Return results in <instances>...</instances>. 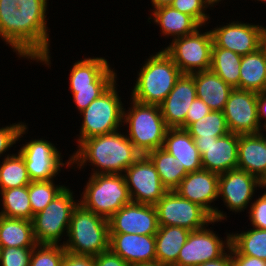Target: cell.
Wrapping results in <instances>:
<instances>
[{"instance_id":"484cf974","label":"cell","mask_w":266,"mask_h":266,"mask_svg":"<svg viewBox=\"0 0 266 266\" xmlns=\"http://www.w3.org/2000/svg\"><path fill=\"white\" fill-rule=\"evenodd\" d=\"M190 230L178 226H159L155 234L156 261L174 266Z\"/></svg>"},{"instance_id":"c3c4849f","label":"cell","mask_w":266,"mask_h":266,"mask_svg":"<svg viewBox=\"0 0 266 266\" xmlns=\"http://www.w3.org/2000/svg\"><path fill=\"white\" fill-rule=\"evenodd\" d=\"M197 266H232V246L218 259L204 262Z\"/></svg>"},{"instance_id":"d6a6232c","label":"cell","mask_w":266,"mask_h":266,"mask_svg":"<svg viewBox=\"0 0 266 266\" xmlns=\"http://www.w3.org/2000/svg\"><path fill=\"white\" fill-rule=\"evenodd\" d=\"M0 215L32 221V208L29 201L28 186L0 191Z\"/></svg>"},{"instance_id":"8fae6325","label":"cell","mask_w":266,"mask_h":266,"mask_svg":"<svg viewBox=\"0 0 266 266\" xmlns=\"http://www.w3.org/2000/svg\"><path fill=\"white\" fill-rule=\"evenodd\" d=\"M154 206L159 226H178L195 231L213 221L204 208L182 198L175 190L167 191Z\"/></svg>"},{"instance_id":"5bb4252c","label":"cell","mask_w":266,"mask_h":266,"mask_svg":"<svg viewBox=\"0 0 266 266\" xmlns=\"http://www.w3.org/2000/svg\"><path fill=\"white\" fill-rule=\"evenodd\" d=\"M263 188L264 183L256 176L236 168L219 174L218 199L229 212L240 215L251 206L257 190Z\"/></svg>"},{"instance_id":"30bf717a","label":"cell","mask_w":266,"mask_h":266,"mask_svg":"<svg viewBox=\"0 0 266 266\" xmlns=\"http://www.w3.org/2000/svg\"><path fill=\"white\" fill-rule=\"evenodd\" d=\"M25 144H20L17 152L23 157L31 181L53 180L63 168H71V155L63 161L60 147L43 138H31ZM67 161V162H66Z\"/></svg>"},{"instance_id":"4fadbf2b","label":"cell","mask_w":266,"mask_h":266,"mask_svg":"<svg viewBox=\"0 0 266 266\" xmlns=\"http://www.w3.org/2000/svg\"><path fill=\"white\" fill-rule=\"evenodd\" d=\"M219 174L205 169L188 173L175 191L187 199L204 208L213 220L227 221V213L215 206L218 200Z\"/></svg>"},{"instance_id":"f6af8a7d","label":"cell","mask_w":266,"mask_h":266,"mask_svg":"<svg viewBox=\"0 0 266 266\" xmlns=\"http://www.w3.org/2000/svg\"><path fill=\"white\" fill-rule=\"evenodd\" d=\"M232 266H266V261L247 255H240L232 247Z\"/></svg>"},{"instance_id":"4dcf8cb0","label":"cell","mask_w":266,"mask_h":266,"mask_svg":"<svg viewBox=\"0 0 266 266\" xmlns=\"http://www.w3.org/2000/svg\"><path fill=\"white\" fill-rule=\"evenodd\" d=\"M230 245L240 254L256 257L266 261V230L248 228L230 232Z\"/></svg>"},{"instance_id":"b9f144b4","label":"cell","mask_w":266,"mask_h":266,"mask_svg":"<svg viewBox=\"0 0 266 266\" xmlns=\"http://www.w3.org/2000/svg\"><path fill=\"white\" fill-rule=\"evenodd\" d=\"M264 189V190H263ZM261 194H256L251 206L248 209L249 223L251 227L266 230V189L263 188ZM260 195V196H259Z\"/></svg>"},{"instance_id":"44dd1931","label":"cell","mask_w":266,"mask_h":266,"mask_svg":"<svg viewBox=\"0 0 266 266\" xmlns=\"http://www.w3.org/2000/svg\"><path fill=\"white\" fill-rule=\"evenodd\" d=\"M109 249L129 265L156 261L155 235L109 233Z\"/></svg>"},{"instance_id":"db71d44e","label":"cell","mask_w":266,"mask_h":266,"mask_svg":"<svg viewBox=\"0 0 266 266\" xmlns=\"http://www.w3.org/2000/svg\"><path fill=\"white\" fill-rule=\"evenodd\" d=\"M251 1H253V0H251ZM254 1H255V2H256V1L260 2V1H261L260 4L262 3V4H264V5H265V3H266V0H254Z\"/></svg>"},{"instance_id":"4316f807","label":"cell","mask_w":266,"mask_h":266,"mask_svg":"<svg viewBox=\"0 0 266 266\" xmlns=\"http://www.w3.org/2000/svg\"><path fill=\"white\" fill-rule=\"evenodd\" d=\"M36 245L32 221L0 215V248Z\"/></svg>"},{"instance_id":"8d00e7d4","label":"cell","mask_w":266,"mask_h":266,"mask_svg":"<svg viewBox=\"0 0 266 266\" xmlns=\"http://www.w3.org/2000/svg\"><path fill=\"white\" fill-rule=\"evenodd\" d=\"M56 180L31 181L28 185L29 201L32 208V218L41 212L67 186L55 184Z\"/></svg>"},{"instance_id":"277c9868","label":"cell","mask_w":266,"mask_h":266,"mask_svg":"<svg viewBox=\"0 0 266 266\" xmlns=\"http://www.w3.org/2000/svg\"><path fill=\"white\" fill-rule=\"evenodd\" d=\"M129 102L128 110L123 108V130L127 138L142 155L162 148L168 127L160 107L143 104L132 98Z\"/></svg>"},{"instance_id":"816d5d0a","label":"cell","mask_w":266,"mask_h":266,"mask_svg":"<svg viewBox=\"0 0 266 266\" xmlns=\"http://www.w3.org/2000/svg\"><path fill=\"white\" fill-rule=\"evenodd\" d=\"M129 266H167V265L162 264L158 261H154V262H149V263L133 264V265H129Z\"/></svg>"},{"instance_id":"52a82bcc","label":"cell","mask_w":266,"mask_h":266,"mask_svg":"<svg viewBox=\"0 0 266 266\" xmlns=\"http://www.w3.org/2000/svg\"><path fill=\"white\" fill-rule=\"evenodd\" d=\"M83 189L79 203L107 220L132 202L124 174L90 175Z\"/></svg>"},{"instance_id":"f35d334b","label":"cell","mask_w":266,"mask_h":266,"mask_svg":"<svg viewBox=\"0 0 266 266\" xmlns=\"http://www.w3.org/2000/svg\"><path fill=\"white\" fill-rule=\"evenodd\" d=\"M28 128V123H25V121L10 123L7 126L2 125V127H0V161L3 157L5 158L12 155L9 152L12 149L11 147L19 143L22 140V137H26L29 132Z\"/></svg>"},{"instance_id":"2e32d148","label":"cell","mask_w":266,"mask_h":266,"mask_svg":"<svg viewBox=\"0 0 266 266\" xmlns=\"http://www.w3.org/2000/svg\"><path fill=\"white\" fill-rule=\"evenodd\" d=\"M201 156L202 168L217 174L236 169L238 165L239 134L194 139Z\"/></svg>"},{"instance_id":"60d3db41","label":"cell","mask_w":266,"mask_h":266,"mask_svg":"<svg viewBox=\"0 0 266 266\" xmlns=\"http://www.w3.org/2000/svg\"><path fill=\"white\" fill-rule=\"evenodd\" d=\"M33 248H0V266H29Z\"/></svg>"},{"instance_id":"6da1fadb","label":"cell","mask_w":266,"mask_h":266,"mask_svg":"<svg viewBox=\"0 0 266 266\" xmlns=\"http://www.w3.org/2000/svg\"><path fill=\"white\" fill-rule=\"evenodd\" d=\"M48 5L49 0H0V39L18 59L50 68Z\"/></svg>"},{"instance_id":"e575fe53","label":"cell","mask_w":266,"mask_h":266,"mask_svg":"<svg viewBox=\"0 0 266 266\" xmlns=\"http://www.w3.org/2000/svg\"><path fill=\"white\" fill-rule=\"evenodd\" d=\"M2 161V162H1ZM0 161V191L28 186L31 182L23 157L12 153Z\"/></svg>"},{"instance_id":"e0dca14e","label":"cell","mask_w":266,"mask_h":266,"mask_svg":"<svg viewBox=\"0 0 266 266\" xmlns=\"http://www.w3.org/2000/svg\"><path fill=\"white\" fill-rule=\"evenodd\" d=\"M231 133L256 134L262 129L257 112V93L233 88L223 110Z\"/></svg>"},{"instance_id":"836d02e7","label":"cell","mask_w":266,"mask_h":266,"mask_svg":"<svg viewBox=\"0 0 266 266\" xmlns=\"http://www.w3.org/2000/svg\"><path fill=\"white\" fill-rule=\"evenodd\" d=\"M115 67L110 66L93 84L83 87H69L71 91L73 103L81 112L88 107V105L103 94L119 77Z\"/></svg>"},{"instance_id":"f1b7e54d","label":"cell","mask_w":266,"mask_h":266,"mask_svg":"<svg viewBox=\"0 0 266 266\" xmlns=\"http://www.w3.org/2000/svg\"><path fill=\"white\" fill-rule=\"evenodd\" d=\"M146 156L155 166L162 185L168 191L175 190L188 174L185 168L180 166L178 159L163 148L150 151Z\"/></svg>"},{"instance_id":"7c38bea8","label":"cell","mask_w":266,"mask_h":266,"mask_svg":"<svg viewBox=\"0 0 266 266\" xmlns=\"http://www.w3.org/2000/svg\"><path fill=\"white\" fill-rule=\"evenodd\" d=\"M215 223L218 221L213 220L206 227L190 232L174 266H197L220 258L230 248V230L222 238L210 227Z\"/></svg>"},{"instance_id":"603a6c76","label":"cell","mask_w":266,"mask_h":266,"mask_svg":"<svg viewBox=\"0 0 266 266\" xmlns=\"http://www.w3.org/2000/svg\"><path fill=\"white\" fill-rule=\"evenodd\" d=\"M147 21L160 27L159 36L172 40L192 34L201 27L191 16L181 13L170 5L150 9Z\"/></svg>"},{"instance_id":"7402d4cb","label":"cell","mask_w":266,"mask_h":266,"mask_svg":"<svg viewBox=\"0 0 266 266\" xmlns=\"http://www.w3.org/2000/svg\"><path fill=\"white\" fill-rule=\"evenodd\" d=\"M237 168L256 176L262 183L266 181L265 130L239 135Z\"/></svg>"},{"instance_id":"5b68a950","label":"cell","mask_w":266,"mask_h":266,"mask_svg":"<svg viewBox=\"0 0 266 266\" xmlns=\"http://www.w3.org/2000/svg\"><path fill=\"white\" fill-rule=\"evenodd\" d=\"M109 240L108 220L78 203L73 209L67 238L63 244L66 252L97 256L109 250Z\"/></svg>"},{"instance_id":"3957f363","label":"cell","mask_w":266,"mask_h":266,"mask_svg":"<svg viewBox=\"0 0 266 266\" xmlns=\"http://www.w3.org/2000/svg\"><path fill=\"white\" fill-rule=\"evenodd\" d=\"M151 54L142 63V67H139L129 98L143 104L159 106L174 88L182 72L163 47L159 52Z\"/></svg>"},{"instance_id":"9a60e30c","label":"cell","mask_w":266,"mask_h":266,"mask_svg":"<svg viewBox=\"0 0 266 266\" xmlns=\"http://www.w3.org/2000/svg\"><path fill=\"white\" fill-rule=\"evenodd\" d=\"M124 177L134 203L154 206L168 191L146 155H141L132 163L125 170Z\"/></svg>"},{"instance_id":"f546056e","label":"cell","mask_w":266,"mask_h":266,"mask_svg":"<svg viewBox=\"0 0 266 266\" xmlns=\"http://www.w3.org/2000/svg\"><path fill=\"white\" fill-rule=\"evenodd\" d=\"M110 66L106 57H85L77 60L70 68L69 87H83L93 84Z\"/></svg>"},{"instance_id":"d4e9b609","label":"cell","mask_w":266,"mask_h":266,"mask_svg":"<svg viewBox=\"0 0 266 266\" xmlns=\"http://www.w3.org/2000/svg\"><path fill=\"white\" fill-rule=\"evenodd\" d=\"M193 78L197 98L205 102L212 111H223L233 87L211 69L193 73Z\"/></svg>"},{"instance_id":"83f0119b","label":"cell","mask_w":266,"mask_h":266,"mask_svg":"<svg viewBox=\"0 0 266 266\" xmlns=\"http://www.w3.org/2000/svg\"><path fill=\"white\" fill-rule=\"evenodd\" d=\"M239 89L266 91V59L259 49L241 58Z\"/></svg>"},{"instance_id":"f5cc1de1","label":"cell","mask_w":266,"mask_h":266,"mask_svg":"<svg viewBox=\"0 0 266 266\" xmlns=\"http://www.w3.org/2000/svg\"><path fill=\"white\" fill-rule=\"evenodd\" d=\"M210 5H211V7H213V8H211V10H213L215 7V5L217 6L218 4H219V2H220V4H221V1H222V3L224 2L223 0H206Z\"/></svg>"},{"instance_id":"1f68e13d","label":"cell","mask_w":266,"mask_h":266,"mask_svg":"<svg viewBox=\"0 0 266 266\" xmlns=\"http://www.w3.org/2000/svg\"><path fill=\"white\" fill-rule=\"evenodd\" d=\"M242 56L221 47H212L211 70L233 88L239 89Z\"/></svg>"},{"instance_id":"d6986e66","label":"cell","mask_w":266,"mask_h":266,"mask_svg":"<svg viewBox=\"0 0 266 266\" xmlns=\"http://www.w3.org/2000/svg\"><path fill=\"white\" fill-rule=\"evenodd\" d=\"M109 233L155 235L159 229L155 206L131 202L109 219Z\"/></svg>"},{"instance_id":"ac0fdd59","label":"cell","mask_w":266,"mask_h":266,"mask_svg":"<svg viewBox=\"0 0 266 266\" xmlns=\"http://www.w3.org/2000/svg\"><path fill=\"white\" fill-rule=\"evenodd\" d=\"M263 25L259 23L232 20L228 23L216 25L211 33L213 46L231 50L240 56L256 51L259 47V36Z\"/></svg>"},{"instance_id":"8992f818","label":"cell","mask_w":266,"mask_h":266,"mask_svg":"<svg viewBox=\"0 0 266 266\" xmlns=\"http://www.w3.org/2000/svg\"><path fill=\"white\" fill-rule=\"evenodd\" d=\"M118 80L119 78L103 94L93 100L86 109L78 113L82 122L79 135L77 134L75 137L77 142L75 146L87 138L123 129L121 127H123L125 102H122L121 94H119Z\"/></svg>"},{"instance_id":"d590c367","label":"cell","mask_w":266,"mask_h":266,"mask_svg":"<svg viewBox=\"0 0 266 266\" xmlns=\"http://www.w3.org/2000/svg\"><path fill=\"white\" fill-rule=\"evenodd\" d=\"M186 130L193 139L220 138L230 133L223 111H211Z\"/></svg>"},{"instance_id":"cb8c5ba5","label":"cell","mask_w":266,"mask_h":266,"mask_svg":"<svg viewBox=\"0 0 266 266\" xmlns=\"http://www.w3.org/2000/svg\"><path fill=\"white\" fill-rule=\"evenodd\" d=\"M162 148L177 158L187 173L203 169L194 139L186 129L168 128Z\"/></svg>"},{"instance_id":"f907efd6","label":"cell","mask_w":266,"mask_h":266,"mask_svg":"<svg viewBox=\"0 0 266 266\" xmlns=\"http://www.w3.org/2000/svg\"><path fill=\"white\" fill-rule=\"evenodd\" d=\"M173 0H150V4H152V9L161 7V6H166L170 5Z\"/></svg>"},{"instance_id":"9c48e42d","label":"cell","mask_w":266,"mask_h":266,"mask_svg":"<svg viewBox=\"0 0 266 266\" xmlns=\"http://www.w3.org/2000/svg\"><path fill=\"white\" fill-rule=\"evenodd\" d=\"M204 28L205 26L199 27L192 34L170 40L163 48L182 74H193L211 68L213 36L210 29L208 31Z\"/></svg>"},{"instance_id":"7a4b0ae2","label":"cell","mask_w":266,"mask_h":266,"mask_svg":"<svg viewBox=\"0 0 266 266\" xmlns=\"http://www.w3.org/2000/svg\"><path fill=\"white\" fill-rule=\"evenodd\" d=\"M121 131L83 140L71 153V169L82 170L88 165L91 168L89 175L124 174L142 154Z\"/></svg>"},{"instance_id":"ee69618b","label":"cell","mask_w":266,"mask_h":266,"mask_svg":"<svg viewBox=\"0 0 266 266\" xmlns=\"http://www.w3.org/2000/svg\"><path fill=\"white\" fill-rule=\"evenodd\" d=\"M94 266H129V264L109 249L94 256Z\"/></svg>"},{"instance_id":"7dc6e473","label":"cell","mask_w":266,"mask_h":266,"mask_svg":"<svg viewBox=\"0 0 266 266\" xmlns=\"http://www.w3.org/2000/svg\"><path fill=\"white\" fill-rule=\"evenodd\" d=\"M257 112H258V120H259L260 128L262 130H265L266 129V91L257 93Z\"/></svg>"},{"instance_id":"ffe728a7","label":"cell","mask_w":266,"mask_h":266,"mask_svg":"<svg viewBox=\"0 0 266 266\" xmlns=\"http://www.w3.org/2000/svg\"><path fill=\"white\" fill-rule=\"evenodd\" d=\"M196 97L193 74H181L174 88L159 105L168 128L186 129V115Z\"/></svg>"},{"instance_id":"ab89813d","label":"cell","mask_w":266,"mask_h":266,"mask_svg":"<svg viewBox=\"0 0 266 266\" xmlns=\"http://www.w3.org/2000/svg\"><path fill=\"white\" fill-rule=\"evenodd\" d=\"M170 6L191 16L201 27L211 23L212 17L207 13L211 5L206 0H173Z\"/></svg>"},{"instance_id":"681fc988","label":"cell","mask_w":266,"mask_h":266,"mask_svg":"<svg viewBox=\"0 0 266 266\" xmlns=\"http://www.w3.org/2000/svg\"><path fill=\"white\" fill-rule=\"evenodd\" d=\"M258 49L266 59V26H263L259 36V47Z\"/></svg>"},{"instance_id":"7bdbcfd3","label":"cell","mask_w":266,"mask_h":266,"mask_svg":"<svg viewBox=\"0 0 266 266\" xmlns=\"http://www.w3.org/2000/svg\"><path fill=\"white\" fill-rule=\"evenodd\" d=\"M212 110L205 102H203L199 98H195V100L190 105V108L188 109V113L186 115V129L193 123L207 114H209Z\"/></svg>"},{"instance_id":"ba28073f","label":"cell","mask_w":266,"mask_h":266,"mask_svg":"<svg viewBox=\"0 0 266 266\" xmlns=\"http://www.w3.org/2000/svg\"><path fill=\"white\" fill-rule=\"evenodd\" d=\"M74 194L71 187L67 186L41 212L33 216L32 227L37 244H64L73 209L79 203V198L75 199Z\"/></svg>"},{"instance_id":"bcb514c9","label":"cell","mask_w":266,"mask_h":266,"mask_svg":"<svg viewBox=\"0 0 266 266\" xmlns=\"http://www.w3.org/2000/svg\"><path fill=\"white\" fill-rule=\"evenodd\" d=\"M61 266H94V256L75 255L66 252Z\"/></svg>"},{"instance_id":"74e56055","label":"cell","mask_w":266,"mask_h":266,"mask_svg":"<svg viewBox=\"0 0 266 266\" xmlns=\"http://www.w3.org/2000/svg\"><path fill=\"white\" fill-rule=\"evenodd\" d=\"M65 253L63 245L37 244L33 248L29 266H61Z\"/></svg>"}]
</instances>
